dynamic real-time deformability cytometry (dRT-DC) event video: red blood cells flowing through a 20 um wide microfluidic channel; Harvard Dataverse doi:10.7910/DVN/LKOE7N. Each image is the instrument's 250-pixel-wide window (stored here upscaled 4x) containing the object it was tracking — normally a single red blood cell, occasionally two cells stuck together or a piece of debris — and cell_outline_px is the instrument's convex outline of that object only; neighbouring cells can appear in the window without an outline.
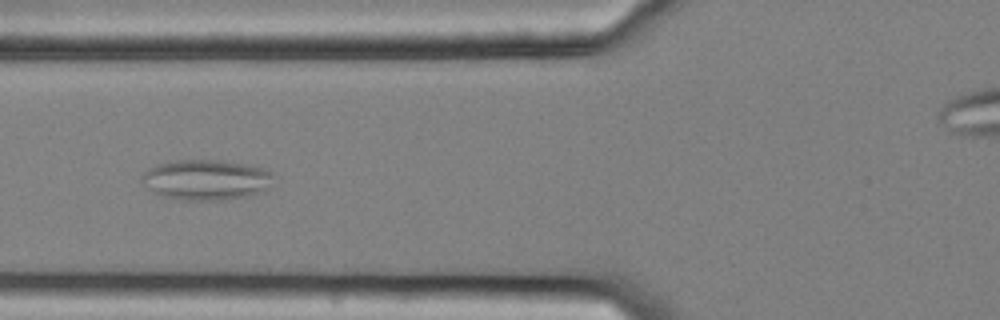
{"species": "common noctule bat (a hibernating species)", "species_latin": "Nyctalus noctula", "temperature_condition": "cold", "stored_images_in_passage": 39, "camera_frame_rate_fps": 3000, "um_per_image_px": 0.085, "animal": {"sex": "female", "body_mass_g": 25.1}, "frame": {"image": 1, "passage_image": 4, "time_ms": 1.0, "image_size_px": [1000, 320], "cell_outline_px": [[272, 188], [264, 192], [252, 196], [220, 200], [180, 200], [164, 196], [152, 192], [140, 180], [140, 176], [148, 168], [168, 160], [224, 160], [264, 168], [272, 172]], "centroid_in_image_um": [17.55, 15.28], "position_along_channel_um": 108.3, "area_um2": 31.62}}
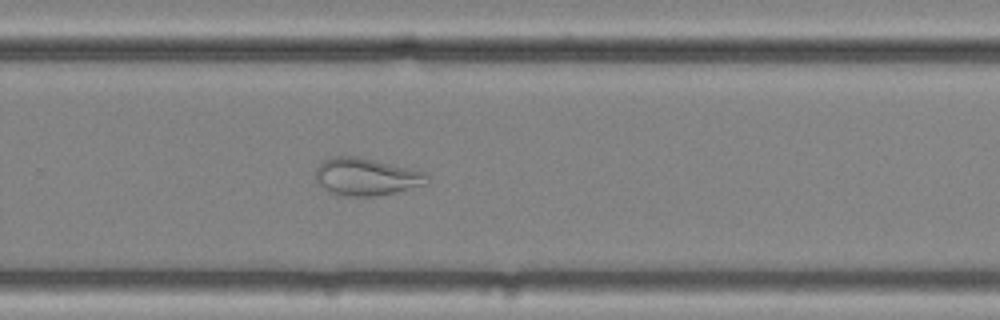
{"frame": {"image": 2, "passage_image": 20, "time_ms": 6.333, "image_size_px": [1000, 320], "cell_outline_px": [[428, 176], [424, 184], [396, 192], [372, 196], [344, 196], [328, 192], [316, 180], [316, 168], [328, 156], [356, 156], [428, 172]], "centroid_in_image_um": [31.1, 15.01], "position_along_channel_um": 298.7, "area_um2": 24.16}}
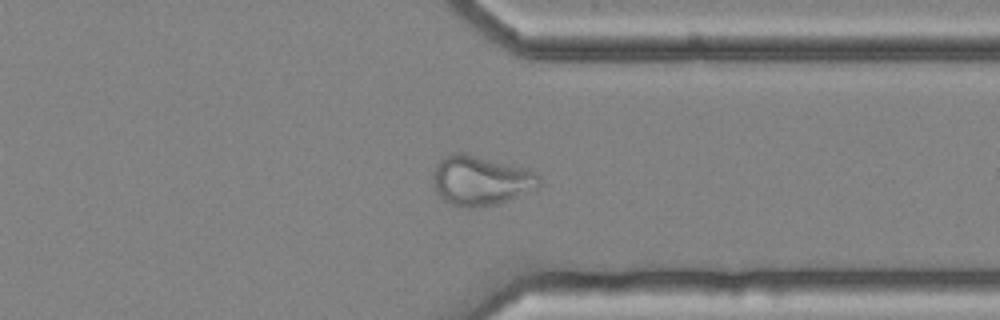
{"frame": {"image": 3, "passage_image": 26, "time_ms": 8.333, "image_size_px": [1000, 320], "cell_outline_px": [[540, 184], [536, 188], [496, 204], [472, 208], [464, 208], [452, 204], [444, 200], [436, 192], [432, 176], [436, 164], [448, 152], [464, 152], [520, 168], [532, 172], [540, 176]], "centroid_in_image_um": [40.77, 15.34], "position_along_channel_um": 370.6, "area_um2": 30.23}, "authors_computed_cell_mechanics": {"area_um2": 29.2468, "velocity_mm_per_s": 3.5708, "shape_relaxation_time_tau1_ms": null, "shape_relaxation_time_tau2_ms": 2.9164, "deformation_change_tau1": null, "deformation_change_tau2": 0.0791}}